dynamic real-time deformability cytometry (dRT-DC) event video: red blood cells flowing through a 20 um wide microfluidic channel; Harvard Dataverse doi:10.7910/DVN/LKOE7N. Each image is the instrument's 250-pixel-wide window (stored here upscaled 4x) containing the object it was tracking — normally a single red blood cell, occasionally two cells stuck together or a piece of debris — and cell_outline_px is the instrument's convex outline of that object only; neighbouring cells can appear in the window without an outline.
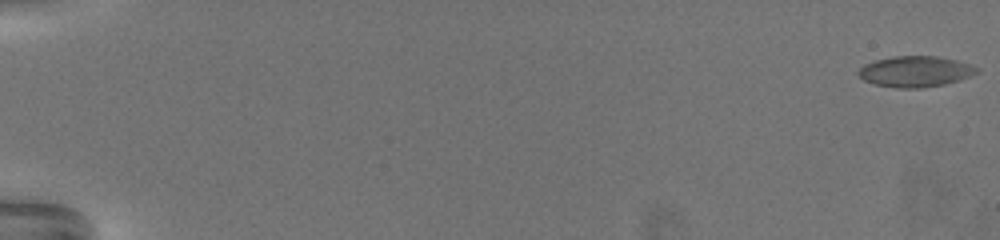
{"species": "common noctule bat (a hibernating species)", "species_latin": "Nyctalus noctula", "temperature_condition": "warm", "stored_images_in_passage": 72, "camera_frame_rate_fps": 3000, "um_per_image_px": 0.085, "animal": {"sex": "female", "body_mass_g": 19.5, "forearm_length_mm": 54.1}, "frame": {"image": 1, "passage_image": 1, "time_ms": 0.0, "image_size_px": [1000, 240], "cell_outline_px": [[980, 68], [972, 76], [960, 80], [944, 84], [920, 88], [896, 88], [876, 84], [864, 80], [856, 72], [864, 64], [876, 60], [892, 56], [936, 56], [956, 60]], "centroid_in_image_um": [77.8, 6.08], "position_along_channel_um": 7.2, "area_um2": 21.21}}
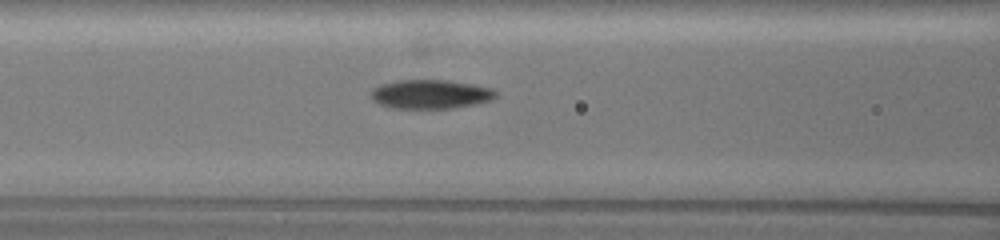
{"frame": {"image": 2, "passage_image": 34, "time_ms": 11.0, "image_size_px": [1000, 240], "cell_outline_px": [[496, 96], [492, 100], [476, 104], [452, 108], [396, 108], [380, 104], [372, 100], [368, 92], [372, 88], [380, 84], [396, 80], [448, 80], [472, 84], [492, 88], [496, 92]], "centroid_in_image_um": [36.56, 8.0], "position_along_channel_um": 130.0, "area_um2": 21.27}}
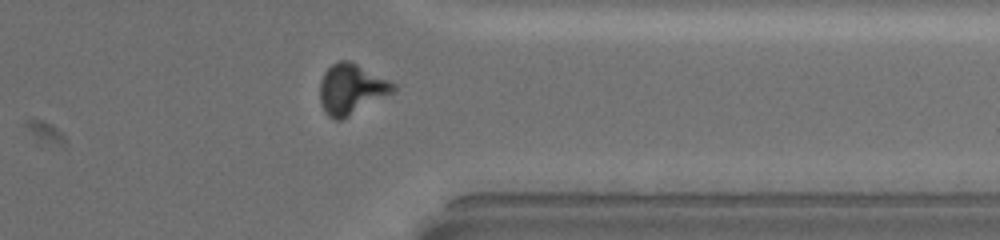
{"frame": {"image": 3, "passage_image": 59, "time_ms": 19.333, "image_size_px": [1000, 240], "cell_outline_px": [[396, 88], [392, 92], [348, 116], [340, 120], [336, 120], [328, 116], [324, 112], [320, 104], [320, 80], [324, 72], [332, 64], [340, 60], [348, 60], [396, 84]], "centroid_in_image_um": [29.8, 7.57], "position_along_channel_um": 381.6, "area_um2": 21.04}, "authors_computed_cell_mechanics": {"area_um2": 20.7791, "velocity_mm_per_s": 3.0506, "shape_relaxation_time_tau1_ms": 6.3574, "shape_relaxation_time_tau2_ms": 2.3755, "deformation_change_tau1": 0.1843, "deformation_change_tau2": 0.0816}}